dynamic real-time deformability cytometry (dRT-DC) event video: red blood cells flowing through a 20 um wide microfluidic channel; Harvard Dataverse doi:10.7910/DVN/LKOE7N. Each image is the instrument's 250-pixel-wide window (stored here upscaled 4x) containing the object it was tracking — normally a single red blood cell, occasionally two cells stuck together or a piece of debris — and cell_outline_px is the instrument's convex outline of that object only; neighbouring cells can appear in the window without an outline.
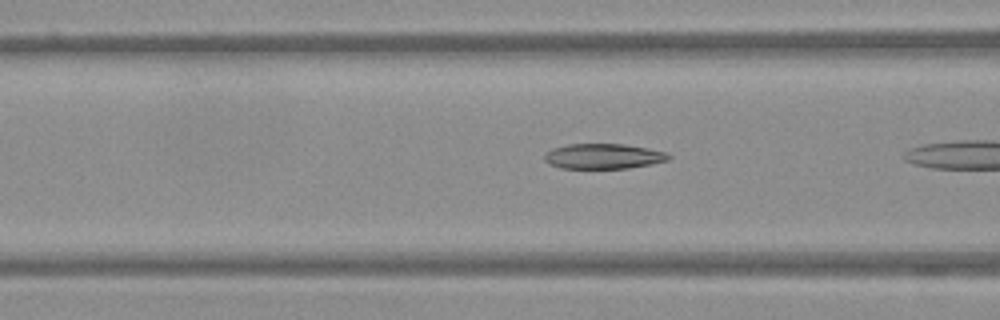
{"species": "Egyptian fruit bat (a non-hibernating species)", "species_latin": "Rousettus aegyptiacus", "temperature_condition": "warm", "stored_images_in_passage": 6, "camera_frame_rate_fps": 3000, "um_per_image_px": 0.085, "frame": {"image": 1, "passage_image": 5, "time_ms": 1.333, "image_size_px": [1000, 320], "cell_outline_px": [[672, 156], [668, 160], [652, 164], [628, 168], [560, 168], [548, 164], [544, 160], [544, 156], [552, 148], [568, 144], [624, 144], [648, 148], [664, 152]], "centroid_in_image_um": [51.28, 13.28], "position_along_channel_um": 115.3, "area_um2": 18.21}}